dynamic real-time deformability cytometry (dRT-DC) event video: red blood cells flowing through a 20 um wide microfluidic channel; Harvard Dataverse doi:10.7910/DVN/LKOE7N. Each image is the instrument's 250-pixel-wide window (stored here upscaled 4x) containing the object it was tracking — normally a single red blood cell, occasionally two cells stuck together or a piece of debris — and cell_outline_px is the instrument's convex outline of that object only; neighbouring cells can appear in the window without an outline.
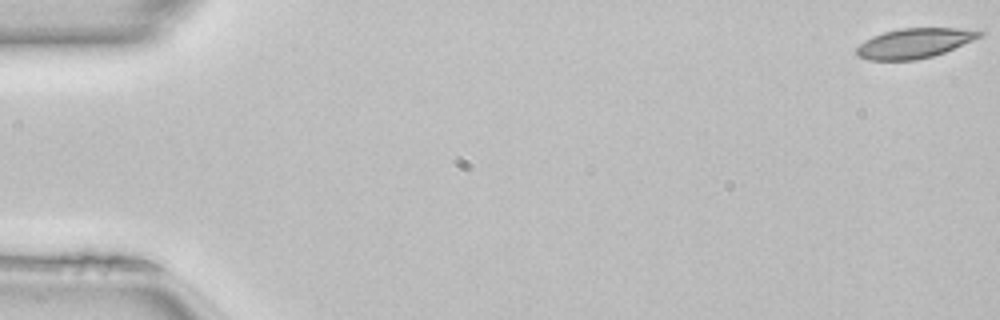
{"species": "common noctule bat (a hibernating species)", "species_latin": "Nyctalus noctula", "temperature_condition": "room temperature", "stored_images_in_passage": 50, "camera_frame_rate_fps": 3000, "um_per_image_px": 0.085, "animal": {"sex": "female", "body_mass_g": 22.7, "forearm_length_mm": 54.2}, "frame": {"image": 1, "passage_image": 1, "time_ms": 0.0, "image_size_px": [1000, 320], "cell_outline_px": [[984, 32], [980, 36], [972, 40], [944, 52], [932, 56], [916, 60], [868, 60], [856, 56], [856, 48], [864, 40], [872, 36], [884, 32], [900, 28], [960, 28]], "centroid_in_image_um": [77.65, 3.67], "position_along_channel_um": 7.3, "area_um2": 21.21}}
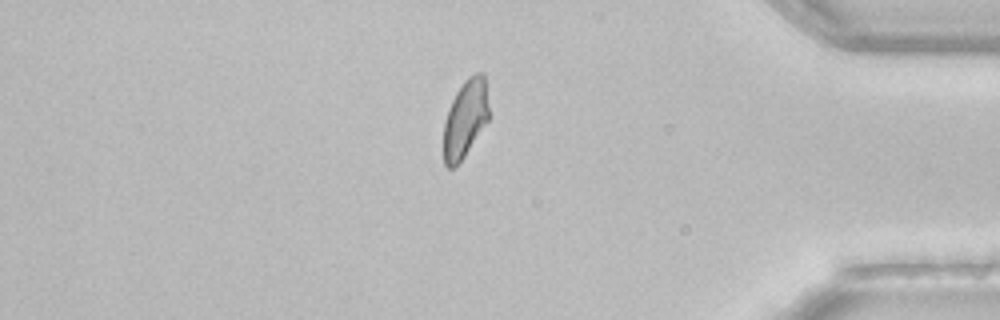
{"frame": {"image": 2, "passage_image": 43, "time_ms": 14.0, "image_size_px": [1000, 320], "cell_outline_px": [[488, 120], [464, 156], [452, 168], [448, 168], [444, 164], [444, 124], [448, 108], [456, 92], [464, 80], [468, 76], [476, 72], [480, 72], [484, 76], [488, 104]], "centroid_in_image_um": [39.53, 10.06], "position_along_channel_um": 395.7, "area_um2": 20.17}}
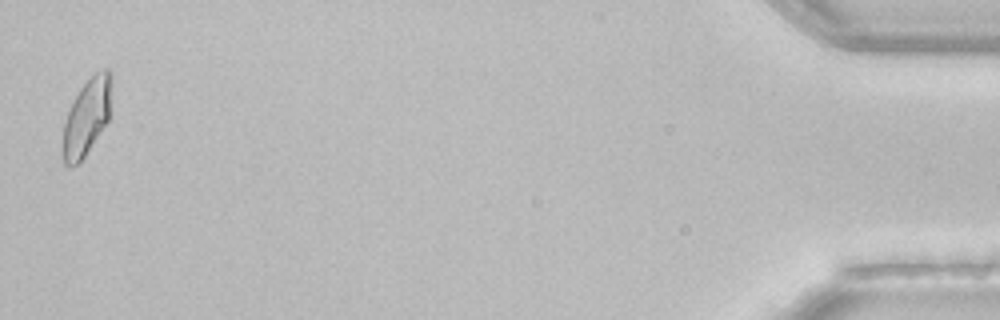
{"frame": {"image": 3, "passage_image": 50, "time_ms": 16.333, "image_size_px": [1000, 320], "cell_outline_px": [[112, 80], [108, 120], [84, 156], [76, 164], [68, 168], [64, 164], [60, 152], [64, 124], [68, 112], [80, 88], [96, 72], [104, 68], [108, 68], [112, 72]], "centroid_in_image_um": [7.35, 9.96], "position_along_channel_um": 427.9, "area_um2": 21.68}, "authors_computed_cell_mechanics": {"area_um2": 21.5594, "velocity_mm_per_s": 4.1028, "shape_relaxation_time_tau1_ms": null, "shape_relaxation_time_tau2_ms": 3.5329, "deformation_change_tau1": null, "deformation_change_tau2": 0.0826}}